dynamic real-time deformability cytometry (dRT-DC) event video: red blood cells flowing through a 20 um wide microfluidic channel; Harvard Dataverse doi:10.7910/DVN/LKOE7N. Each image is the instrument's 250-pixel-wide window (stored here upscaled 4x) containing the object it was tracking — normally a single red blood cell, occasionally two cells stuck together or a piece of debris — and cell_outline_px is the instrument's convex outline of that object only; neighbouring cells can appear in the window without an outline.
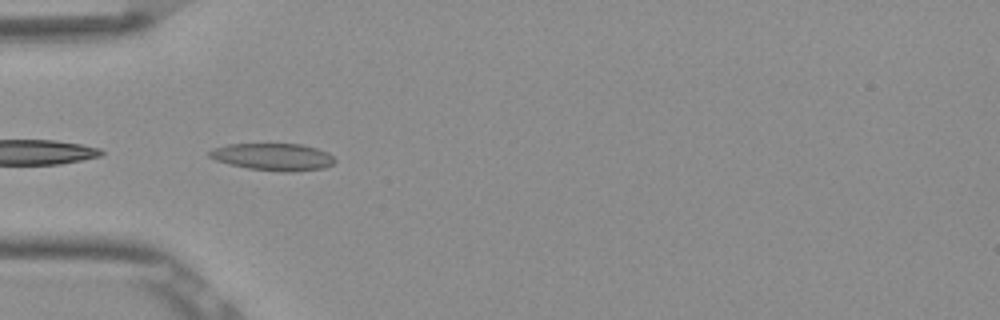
{"species": "Egyptian fruit bat (a non-hibernating species)", "species_latin": "Rousettus aegyptiacus", "temperature_condition": "room temperature", "stored_images_in_passage": 37, "camera_frame_rate_fps": 3000, "um_per_image_px": 0.085, "frame": {"image": 1, "passage_image": 1, "time_ms": 0.0, "image_size_px": [1000, 320], "cell_outline_px": [[336, 160], [332, 164], [324, 168], [292, 172], [284, 172], [248, 168], [228, 164], [216, 160], [208, 156], [208, 152], [212, 148], [228, 144], [300, 144], [316, 148], [328, 152]], "centroid_in_image_um": [23.2, 13.33], "position_along_channel_um": 61.8, "area_um2": 19.88}}
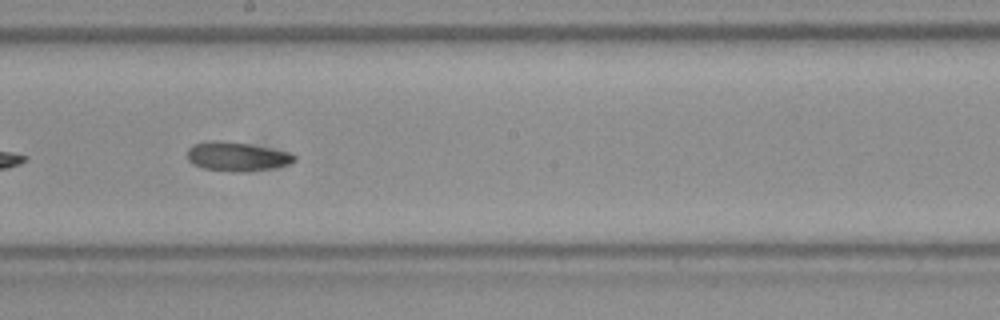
{"frame": {"image": 2, "passage_image": 14, "time_ms": 4.333, "image_size_px": [1000, 320], "cell_outline_px": [[296, 160], [288, 164], [268, 168], [240, 172], [232, 172], [204, 168], [192, 164], [188, 160], [188, 148], [192, 144], [208, 140], [216, 140], [248, 144], [288, 152], [296, 156]], "centroid_in_image_um": [20.07, 13.3], "position_along_channel_um": 228.1, "area_um2": 17.92}}
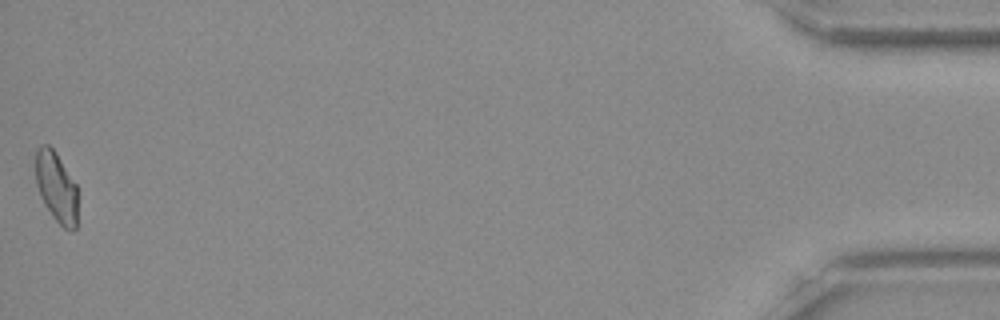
{"frame": {"image": 3, "passage_image": 37, "time_ms": 12.0, "image_size_px": [1000, 320], "cell_outline_px": [[76, 228], [72, 232], [64, 228], [52, 216], [44, 204], [40, 196], [36, 184], [36, 148], [40, 144], [48, 144], [56, 152], [76, 184]], "centroid_in_image_um": [4.77, 15.89], "position_along_channel_um": 430.4, "area_um2": 17.22}, "authors_computed_cell_mechanics": {"area_um2": 17.629, "velocity_mm_per_s": 3.8734, "shape_relaxation_time_tau1_ms": 4.9736, "shape_relaxation_time_tau2_ms": 2.0907, "deformation_change_tau1": 0.1287, "deformation_change_tau2": 0.0833}}